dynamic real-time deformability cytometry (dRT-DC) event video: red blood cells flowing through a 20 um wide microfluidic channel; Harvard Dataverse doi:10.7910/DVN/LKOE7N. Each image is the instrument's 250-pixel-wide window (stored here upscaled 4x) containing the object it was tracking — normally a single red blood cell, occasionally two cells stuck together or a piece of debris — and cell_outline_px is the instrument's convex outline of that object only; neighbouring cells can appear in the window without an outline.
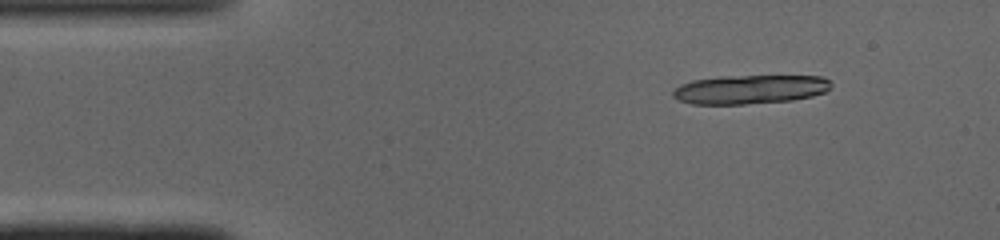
{"species": "common noctule bat (a hibernating species)", "species_latin": "Nyctalus noctula", "temperature_condition": "cold", "stored_images_in_passage": 10, "camera_frame_rate_fps": 3000, "um_per_image_px": 0.085, "animal": {"sex": "male", "body_mass_g": 19.0, "forearm_length_mm": 50.8}, "frame": {"image": 1, "passage_image": 1, "time_ms": 0.0, "image_size_px": [1000, 240], "cell_outline_px": [[832, 88], [824, 92], [812, 96], [792, 100], [744, 104], [692, 104], [680, 100], [672, 96], [672, 92], [680, 84], [692, 80], [720, 76], [824, 76], [832, 84]], "centroid_in_image_um": [63.76, 7.59], "position_along_channel_um": 21.2, "area_um2": 26.76}}